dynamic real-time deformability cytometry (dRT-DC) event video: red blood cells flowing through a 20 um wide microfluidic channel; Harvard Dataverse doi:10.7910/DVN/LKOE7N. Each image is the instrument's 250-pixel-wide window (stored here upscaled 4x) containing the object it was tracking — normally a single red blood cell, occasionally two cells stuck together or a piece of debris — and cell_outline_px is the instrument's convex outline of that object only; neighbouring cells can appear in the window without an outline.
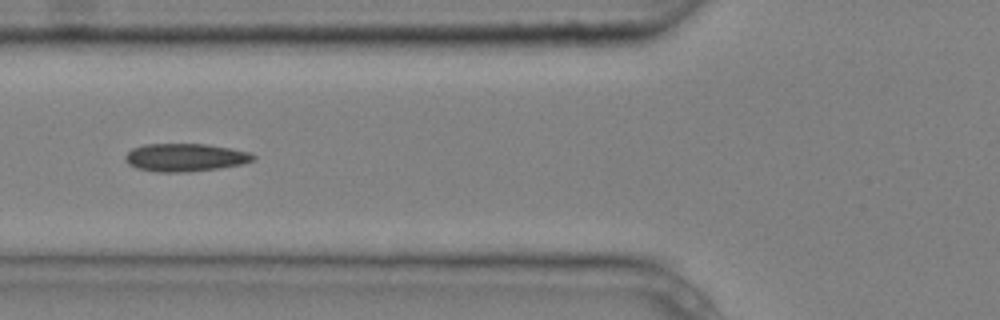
{"species": "common noctule bat (a hibernating species)", "species_latin": "Nyctalus noctula", "temperature_condition": "cold", "stored_images_in_passage": 7, "camera_frame_rate_fps": 3000, "um_per_image_px": 0.085, "animal": {"sex": "male", "body_mass_g": 20.4}, "frame": {"image": 1, "passage_image": 4, "time_ms": 1.0, "image_size_px": [1000, 320], "cell_outline_px": [[256, 156], [252, 160], [240, 164], [220, 168], [184, 172], [156, 172], [136, 168], [128, 164], [124, 160], [124, 156], [132, 148], [144, 144], [208, 144], [248, 152]], "centroid_in_image_um": [15.67, 13.38], "position_along_channel_um": 110.1, "area_um2": 20.75}}